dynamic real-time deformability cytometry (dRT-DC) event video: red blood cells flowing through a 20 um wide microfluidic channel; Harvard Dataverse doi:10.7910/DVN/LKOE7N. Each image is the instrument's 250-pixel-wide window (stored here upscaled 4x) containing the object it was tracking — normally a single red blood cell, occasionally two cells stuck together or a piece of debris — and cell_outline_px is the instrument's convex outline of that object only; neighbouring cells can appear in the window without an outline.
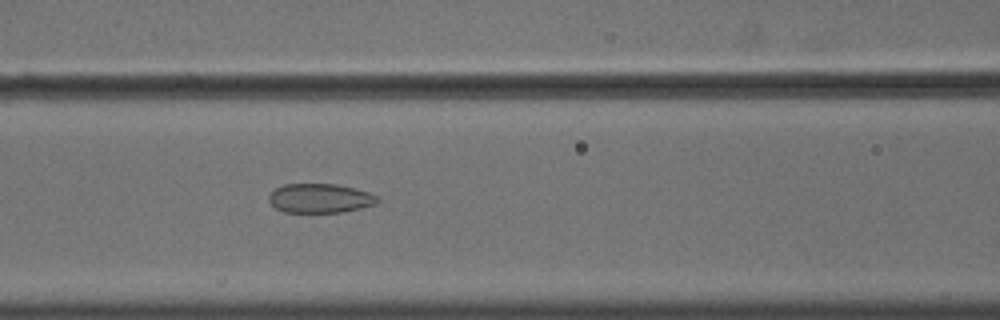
{"species": "common noctule bat (a hibernating species)", "species_latin": "Nyctalus noctula", "temperature_condition": "cold", "stored_images_in_passage": 56, "camera_frame_rate_fps": 3000, "um_per_image_px": 0.085, "animal": {"sex": "male", "body_mass_g": 18.8}, "frame": {"image": 1, "passage_image": 25, "time_ms": 8.0, "image_size_px": [1000, 320], "cell_outline_px": [[380, 200], [376, 204], [360, 208], [340, 212], [284, 212], [276, 208], [268, 200], [268, 196], [276, 188], [284, 184], [336, 184], [356, 188], [368, 192], [376, 196]], "centroid_in_image_um": [27.2, 16.85], "position_along_channel_um": 139.4, "area_um2": 18.44}}
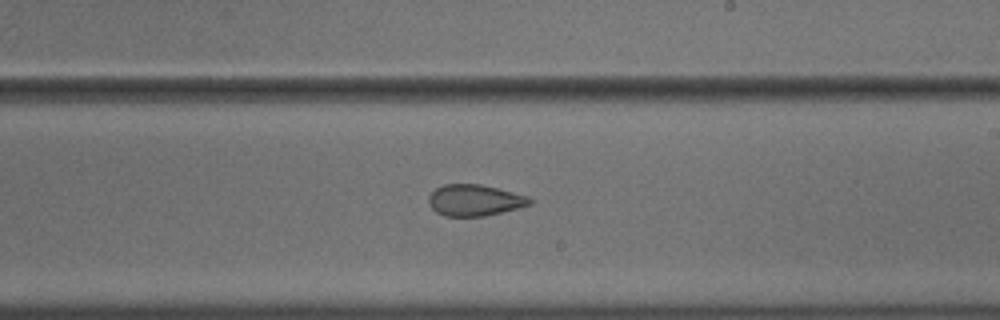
{"frame": {"image": 2, "passage_image": 34, "time_ms": 11.0, "image_size_px": [1000, 320], "cell_outline_px": [[536, 200], [532, 204], [484, 216], [444, 216], [436, 212], [428, 204], [428, 196], [436, 188], [444, 184], [480, 184], [528, 196]], "centroid_in_image_um": [40.33, 17.02], "position_along_channel_um": 248.7, "area_um2": 18.44}}
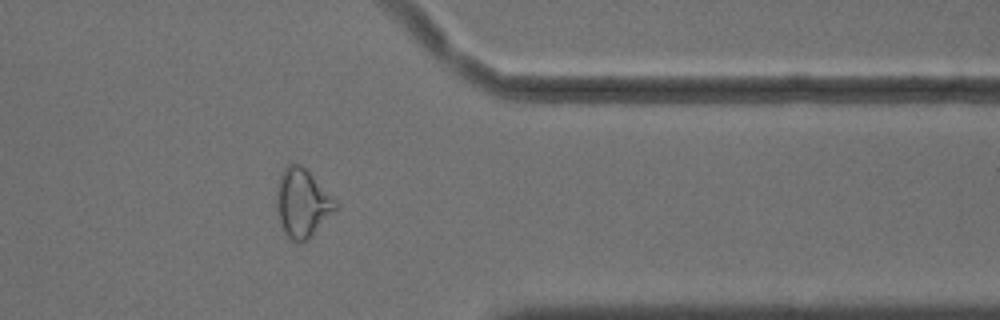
{"frame": {"image": 3, "passage_image": 46, "time_ms": 15.0, "image_size_px": [1000, 320], "cell_outline_px": [[336, 208], [308, 240], [300, 244], [292, 240], [284, 232], [280, 224], [276, 208], [276, 192], [280, 176], [284, 168], [288, 164], [300, 164], [336, 200]], "centroid_in_image_um": [25.65, 17.28], "position_along_channel_um": 385.7, "area_um2": 23.12}, "authors_computed_cell_mechanics": {"area_um2": 23.12, "velocity_mm_per_s": 3.6424, "shape_relaxation_time_tau1_ms": null, "shape_relaxation_time_tau2_ms": 2.0756, "deformation_change_tau1": null, "deformation_change_tau2": 0.0884}}